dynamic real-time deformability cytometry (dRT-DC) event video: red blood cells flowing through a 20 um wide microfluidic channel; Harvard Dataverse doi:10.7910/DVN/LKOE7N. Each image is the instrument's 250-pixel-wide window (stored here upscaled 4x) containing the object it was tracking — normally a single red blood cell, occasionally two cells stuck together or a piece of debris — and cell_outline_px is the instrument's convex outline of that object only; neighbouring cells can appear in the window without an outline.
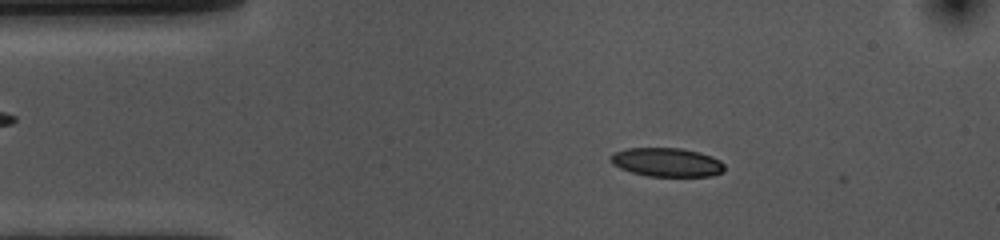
{"species": "common noctule bat (a hibernating species)", "species_latin": "Nyctalus noctula", "temperature_condition": "cold", "stored_images_in_passage": 3, "camera_frame_rate_fps": 3000, "um_per_image_px": 0.085, "animal": {"sex": "female", "body_mass_g": 10.0, "forearm_length_mm": 53.1}, "frame": {"image": 1, "passage_image": 2, "time_ms": 0.333, "image_size_px": [1000, 240], "cell_outline_px": [[724, 172], [712, 176], [648, 176], [632, 172], [620, 168], [612, 164], [608, 160], [608, 156], [612, 152], [624, 148], [680, 148], [700, 152], [712, 156], [720, 160], [724, 164]], "centroid_in_image_um": [56.64, 13.78], "position_along_channel_um": 28.4, "area_um2": 19.42}}